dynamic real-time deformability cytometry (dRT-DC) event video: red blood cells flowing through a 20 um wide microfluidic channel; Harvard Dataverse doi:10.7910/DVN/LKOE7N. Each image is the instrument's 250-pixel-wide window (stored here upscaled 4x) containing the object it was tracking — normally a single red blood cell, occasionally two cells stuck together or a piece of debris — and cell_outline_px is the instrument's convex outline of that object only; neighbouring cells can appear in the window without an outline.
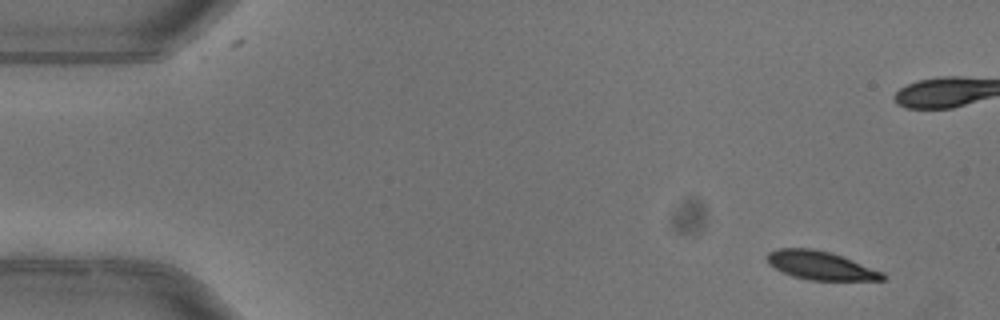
{"species": "common noctule bat (a hibernating species)", "species_latin": "Nyctalus noctula", "temperature_condition": "warm", "stored_images_in_passage": 4, "camera_frame_rate_fps": 3000, "um_per_image_px": 0.085, "animal": {"sex": "female"}, "frame": {"image": 1, "passage_image": 1, "time_ms": 0.0, "image_size_px": [1000, 320], "cell_outline_px": [[888, 276], [884, 280], [808, 280], [792, 276], [768, 264], [764, 256], [768, 252], [780, 248], [812, 248], [828, 252], [852, 260], [884, 272]], "centroid_in_image_um": [69.74, 22.57], "position_along_channel_um": 15.3, "area_um2": 19.19}}
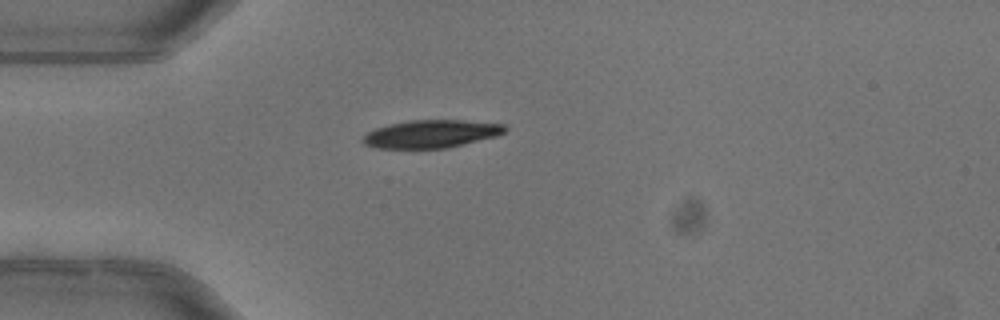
{"frame": {"image": 2, "passage_image": 4, "time_ms": 1.0, "image_size_px": [1000, 320], "cell_outline_px": [[508, 128], [504, 132], [496, 136], [448, 148], [376, 148], [364, 144], [364, 136], [368, 132], [376, 128], [408, 120], [464, 120], [504, 124]], "centroid_in_image_um": [36.69, 11.38], "position_along_channel_um": 48.3, "area_um2": 22.89}}